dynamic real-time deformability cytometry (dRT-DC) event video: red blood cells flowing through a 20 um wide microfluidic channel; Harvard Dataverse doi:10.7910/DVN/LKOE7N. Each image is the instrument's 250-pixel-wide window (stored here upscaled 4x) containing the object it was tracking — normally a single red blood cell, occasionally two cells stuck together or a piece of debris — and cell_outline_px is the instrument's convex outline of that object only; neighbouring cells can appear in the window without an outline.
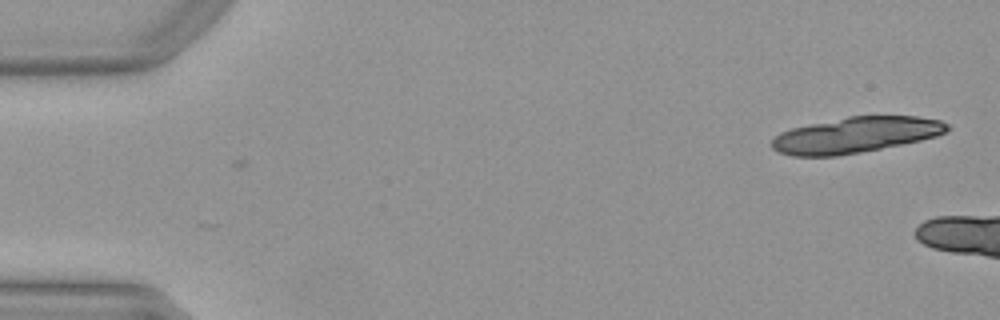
{"species": "Egyptian fruit bat (a non-hibernating species)", "species_latin": "Rousettus aegyptiacus", "temperature_condition": "warm", "stored_images_in_passage": 10, "camera_frame_rate_fps": 3000, "um_per_image_px": 0.085, "animal": {"sex": "female"}, "frame": {"image": 1, "passage_image": 1, "time_ms": 0.0, "image_size_px": [1000, 320], "cell_outline_px": [[952, 128], [948, 132], [936, 136], [920, 140], [860, 152], [836, 156], [792, 156], [780, 152], [772, 148], [772, 140], [780, 132], [792, 128], [848, 116], [916, 116], [940, 120], [948, 124]], "centroid_in_image_um": [72.76, 11.47], "position_along_channel_um": 12.2, "area_um2": 36.3}}